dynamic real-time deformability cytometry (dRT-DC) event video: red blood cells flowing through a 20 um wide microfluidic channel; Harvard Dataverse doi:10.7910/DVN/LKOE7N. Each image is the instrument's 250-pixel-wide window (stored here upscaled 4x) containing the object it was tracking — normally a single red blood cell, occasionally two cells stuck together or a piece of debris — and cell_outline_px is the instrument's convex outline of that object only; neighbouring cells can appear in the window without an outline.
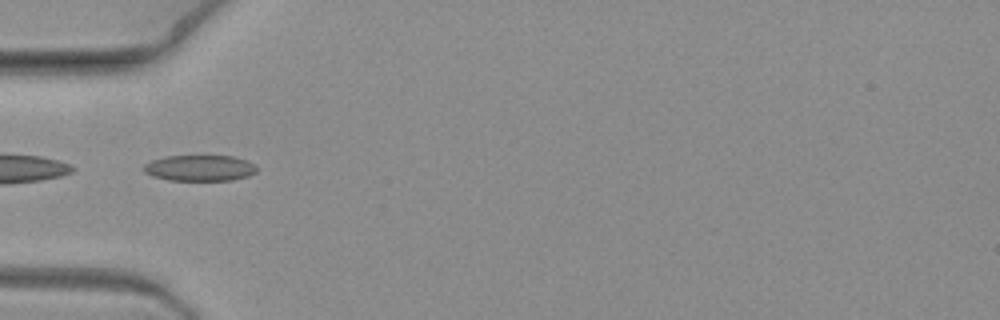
{"species": "common noctule bat (a hibernating species)", "species_latin": "Nyctalus noctula", "temperature_condition": "warm", "stored_images_in_passage": 6, "camera_frame_rate_fps": 3000, "um_per_image_px": 0.085, "animal": {"sex": "female", "body_mass_g": 19.3, "forearm_length_mm": 54.1}, "frame": {"image": 1, "passage_image": 3, "time_ms": 0.667, "image_size_px": [1000, 320], "cell_outline_px": [[256, 172], [248, 176], [232, 180], [168, 180], [152, 176], [144, 172], [144, 164], [152, 160], [164, 156], [232, 156], [244, 160], [252, 164], [256, 168]], "centroid_in_image_um": [16.93, 14.28], "position_along_channel_um": 68.1, "area_um2": 16.94}}
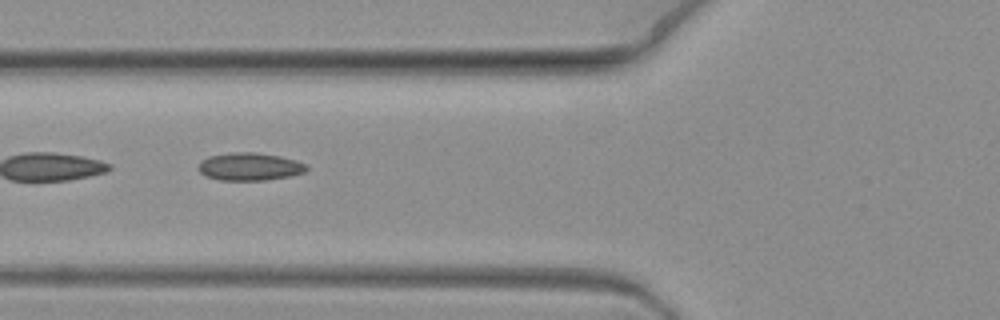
{"frame": {"image": 2, "passage_image": 4, "time_ms": 1.0, "image_size_px": [1000, 320], "cell_outline_px": [[308, 168], [304, 172], [288, 176], [264, 180], [220, 180], [208, 176], [200, 172], [196, 168], [200, 160], [208, 156], [232, 152], [256, 152], [280, 156], [296, 160], [304, 164]], "centroid_in_image_um": [21.17, 14.15], "position_along_channel_um": 104.6, "area_um2": 17.46}}